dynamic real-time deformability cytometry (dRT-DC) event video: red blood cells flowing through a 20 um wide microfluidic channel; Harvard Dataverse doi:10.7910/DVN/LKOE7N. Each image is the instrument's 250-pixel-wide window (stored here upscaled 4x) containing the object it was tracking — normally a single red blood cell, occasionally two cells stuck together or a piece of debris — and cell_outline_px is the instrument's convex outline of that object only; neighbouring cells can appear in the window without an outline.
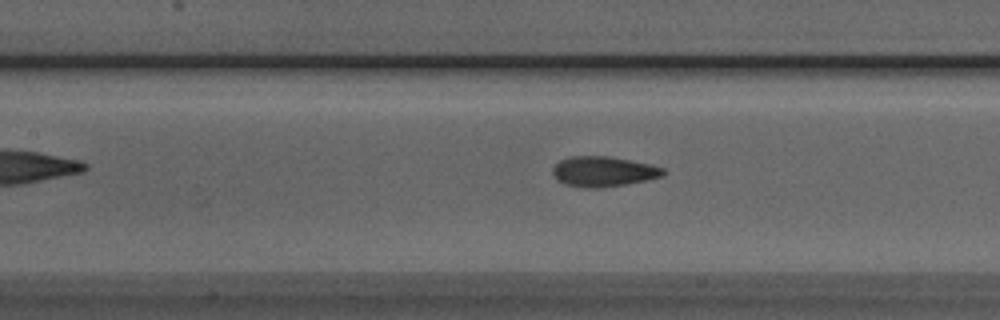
{"species": "Egyptian fruit bat (a non-hibernating species)", "species_latin": "Rousettus aegyptiacus", "temperature_condition": "room temperature", "stored_images_in_passage": 27, "camera_frame_rate_fps": 3000, "um_per_image_px": 0.085, "animal": {"sex": "male"}, "frame": {"image": 1, "passage_image": 8, "time_ms": 2.333, "image_size_px": [1000, 320], "cell_outline_px": [[668, 172], [664, 176], [624, 184], [600, 188], [584, 188], [564, 184], [556, 180], [552, 172], [552, 168], [560, 160], [572, 156], [608, 156], [648, 164], [664, 168]], "centroid_in_image_um": [51.26, 14.58], "position_along_channel_um": 156.1, "area_um2": 19.42}}
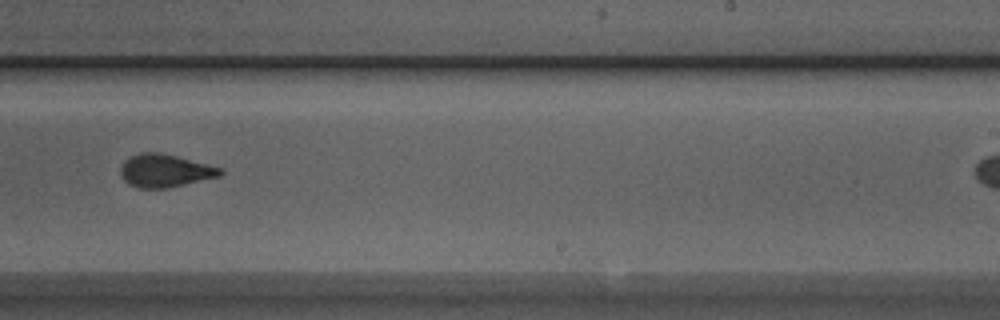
{"frame": {"image": 2, "passage_image": 17, "time_ms": 5.333, "image_size_px": [1000, 320], "cell_outline_px": [[224, 172], [220, 176], [168, 188], [140, 188], [128, 184], [120, 176], [120, 168], [124, 160], [140, 152], [160, 152], [224, 168]], "centroid_in_image_um": [14.02, 14.51], "position_along_channel_um": 275.0, "area_um2": 19.25}}
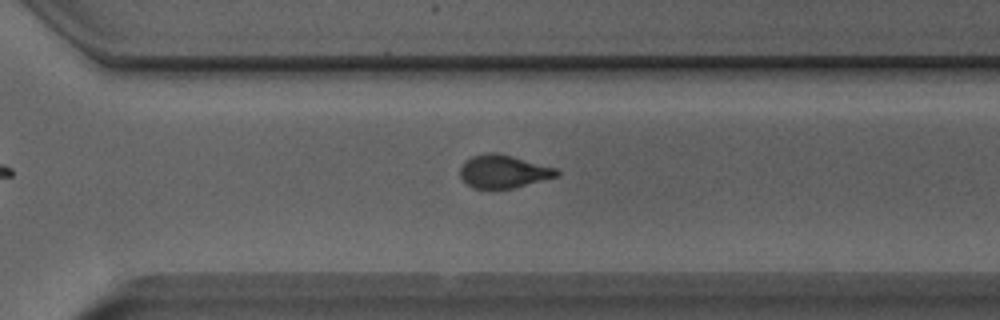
{"frame": {"image": 3, "passage_image": 21, "time_ms": 6.667, "image_size_px": [1000, 320], "cell_outline_px": [[560, 176], [512, 188], [472, 188], [460, 176], [460, 168], [472, 156], [484, 152], [496, 152], [512, 156], [556, 168], [560, 172]], "centroid_in_image_um": [42.81, 14.57], "position_along_channel_um": 327.8, "area_um2": 18.44}}